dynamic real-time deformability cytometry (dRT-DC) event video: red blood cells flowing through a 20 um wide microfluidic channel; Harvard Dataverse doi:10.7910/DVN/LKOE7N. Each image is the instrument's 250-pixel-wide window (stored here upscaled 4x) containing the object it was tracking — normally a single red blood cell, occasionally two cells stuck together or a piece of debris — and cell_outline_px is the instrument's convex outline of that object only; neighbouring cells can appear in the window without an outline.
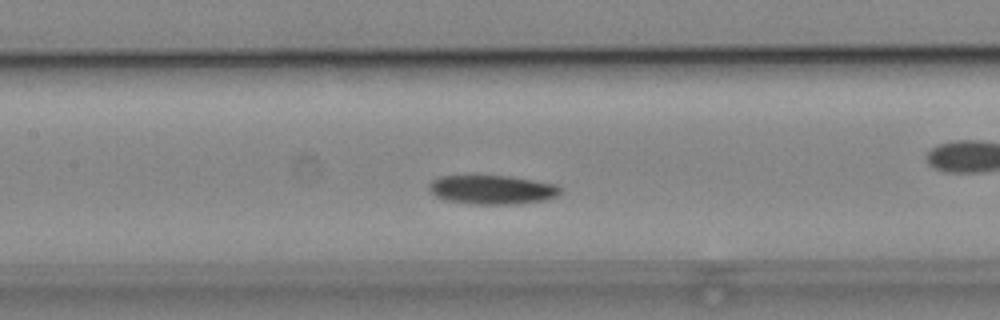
{"species": "common noctule bat (a hibernating species)", "species_latin": "Nyctalus noctula", "temperature_condition": "cold", "stored_images_in_passage": 33, "camera_frame_rate_fps": 3000, "um_per_image_px": 0.085, "animal": {"sex": "male", "body_mass_g": 19.2, "forearm_length_mm": 51.8}, "frame": {"image": 1, "passage_image": 19, "time_ms": 6.0, "image_size_px": [1000, 320], "cell_outline_px": [[560, 192], [556, 196], [544, 200], [516, 204], [472, 204], [444, 200], [436, 196], [428, 188], [432, 180], [440, 176], [512, 176], [556, 184], [560, 188]], "centroid_in_image_um": [41.83, 16.12], "position_along_channel_um": 165.6, "area_um2": 22.14}}
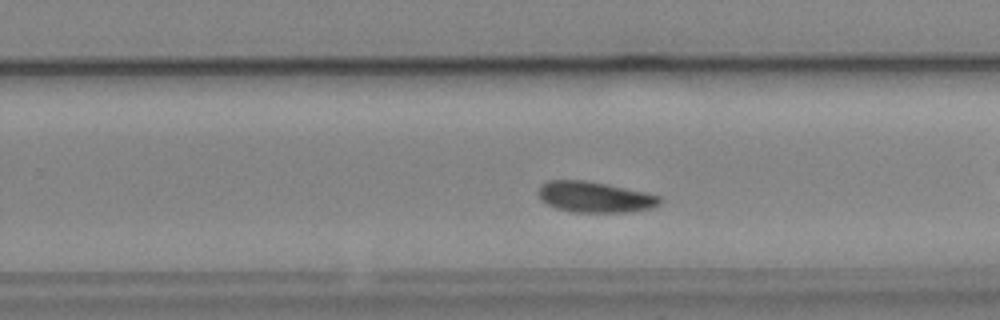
{"frame": {"image": 2, "passage_image": 28, "time_ms": 9.0, "image_size_px": [1000, 320], "cell_outline_px": [[664, 200], [660, 204], [652, 208], [632, 212], [572, 212], [556, 208], [540, 200], [536, 192], [536, 188], [540, 184], [548, 180], [584, 180], [644, 192], [660, 196]], "centroid_in_image_um": [50.51, 16.75], "position_along_channel_um": 279.3, "area_um2": 22.02}}